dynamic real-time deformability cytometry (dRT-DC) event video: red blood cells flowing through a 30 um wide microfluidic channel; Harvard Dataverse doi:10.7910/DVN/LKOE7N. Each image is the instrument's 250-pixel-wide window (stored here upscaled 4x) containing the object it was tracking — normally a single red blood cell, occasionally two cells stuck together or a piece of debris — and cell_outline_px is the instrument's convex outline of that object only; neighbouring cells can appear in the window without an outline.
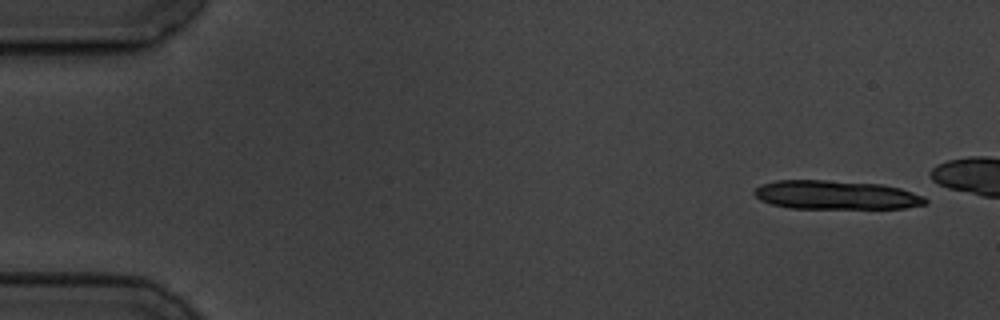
{"species": "common noctule bat (a hibernating species)", "species_latin": "Nyctalus noctula", "temperature_condition": "cold", "stored_images_in_passage": 12, "camera_frame_rate_fps": 3000, "um_per_image_px": 0.085, "animal": {"sex": "male", "body_mass_g": 19.5, "forearm_length_mm": 54.6}, "frame": {"image": 1, "passage_image": 1, "time_ms": 0.0, "image_size_px": [1000, 320], "cell_outline_px": [[928, 204], [904, 208], [788, 208], [772, 204], [760, 200], [752, 192], [760, 184], [776, 180], [824, 180], [884, 184], [900, 188], [924, 196], [928, 200]], "centroid_in_image_um": [71.06, 16.57], "position_along_channel_um": 13.9, "area_um2": 28.96}}